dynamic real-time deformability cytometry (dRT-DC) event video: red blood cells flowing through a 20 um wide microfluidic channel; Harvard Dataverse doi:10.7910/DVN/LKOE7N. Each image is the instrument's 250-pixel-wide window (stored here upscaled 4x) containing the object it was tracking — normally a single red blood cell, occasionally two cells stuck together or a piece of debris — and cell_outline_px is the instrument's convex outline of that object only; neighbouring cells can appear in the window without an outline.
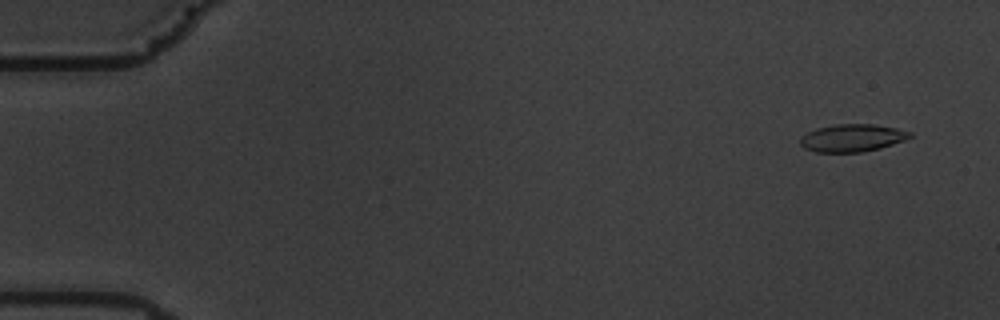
{"species": "common noctule bat (a hibernating species)", "species_latin": "Nyctalus noctula", "temperature_condition": "warm", "stored_images_in_passage": 59, "camera_frame_rate_fps": 3000, "um_per_image_px": 0.085, "animal": {"sex": "male", "body_mass_g": 19.5, "forearm_length_mm": 54.6}, "frame": {"image": 1, "passage_image": 4, "time_ms": 1.0, "image_size_px": [1000, 320], "cell_outline_px": [[912, 136], [904, 140], [880, 148], [864, 152], [816, 152], [804, 148], [800, 144], [800, 136], [816, 128], [836, 124], [872, 124], [896, 128], [912, 132]], "centroid_in_image_um": [72.42, 11.72], "position_along_channel_um": 12.6, "area_um2": 17.63}}
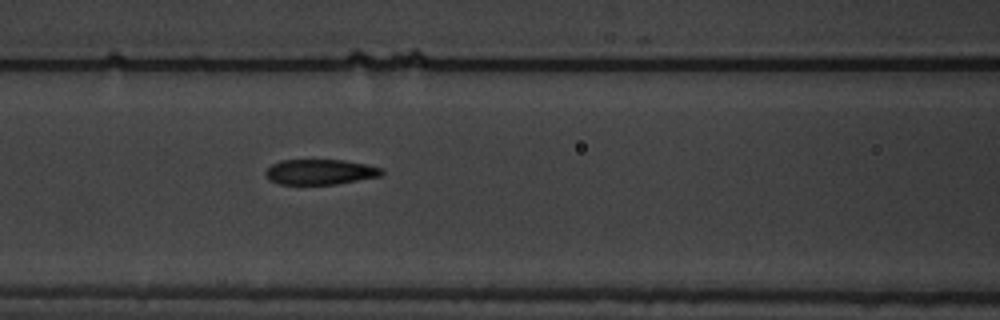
{"frame": {"image": 2, "passage_image": 26, "time_ms": 8.333, "image_size_px": [1000, 320], "cell_outline_px": [[384, 172], [380, 176], [336, 184], [280, 184], [268, 180], [264, 176], [264, 172], [272, 164], [280, 160], [344, 160], [368, 164], [384, 168]], "centroid_in_image_um": [27.21, 14.61], "position_along_channel_um": 139.4, "area_um2": 17.28}}
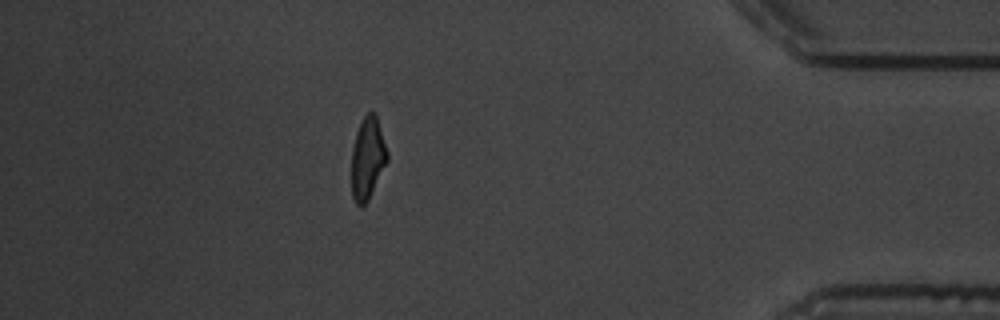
{"frame": {"image": 3, "passage_image": 52, "time_ms": 17.0, "image_size_px": [1000, 320], "cell_outline_px": [[388, 160], [368, 200], [360, 208], [356, 204], [352, 196], [352, 148], [356, 132], [364, 116], [368, 112], [376, 112], [388, 152]], "centroid_in_image_um": [31.25, 13.44], "position_along_channel_um": 403.9, "area_um2": 17.11}, "authors_computed_cell_mechanics": {"area_um2": 17.918, "velocity_mm_per_s": 3.5197, "shape_relaxation_time_tau1_ms": 5.5483, "shape_relaxation_time_tau2_ms": 1.555, "deformation_change_tau1": 0.2087, "deformation_change_tau2": 0.0726}}